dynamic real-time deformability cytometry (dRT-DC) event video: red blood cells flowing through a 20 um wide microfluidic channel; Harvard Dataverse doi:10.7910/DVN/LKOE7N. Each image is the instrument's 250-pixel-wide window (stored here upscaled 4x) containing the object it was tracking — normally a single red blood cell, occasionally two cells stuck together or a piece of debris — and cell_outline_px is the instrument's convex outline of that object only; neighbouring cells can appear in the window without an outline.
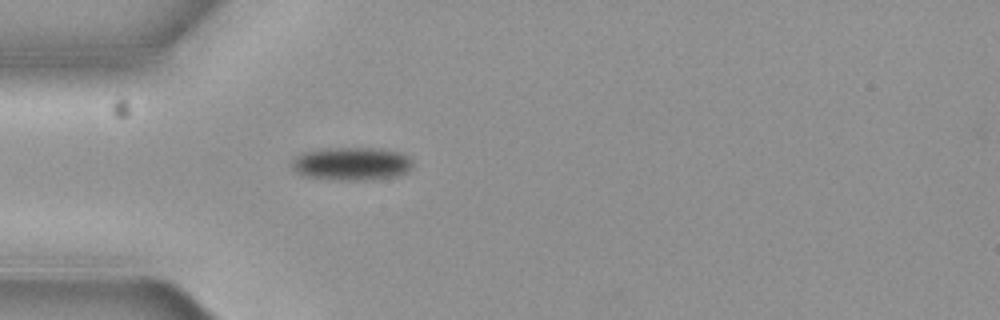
{"species": "common noctule bat (a hibernating species)", "species_latin": "Nyctalus noctula", "temperature_condition": "cold", "stored_images_in_passage": 1, "camera_frame_rate_fps": 3000, "um_per_image_px": 0.085, "animal": {"sex": "female", "body_mass_g": 19.3, "forearm_length_mm": 54.1}, "frame": {"image": 1, "passage_image": 1, "time_ms": 0.0, "image_size_px": [1000, 320], "cell_outline_px": [[412, 168], [408, 172], [396, 176], [364, 180], [340, 180], [304, 176], [296, 172], [292, 168], [292, 160], [296, 156], [304, 152], [340, 148], [372, 148], [400, 152], [408, 156], [412, 160]], "centroid_in_image_um": [29.91, 13.93], "position_along_channel_um": 55.1, "area_um2": 23.12}}